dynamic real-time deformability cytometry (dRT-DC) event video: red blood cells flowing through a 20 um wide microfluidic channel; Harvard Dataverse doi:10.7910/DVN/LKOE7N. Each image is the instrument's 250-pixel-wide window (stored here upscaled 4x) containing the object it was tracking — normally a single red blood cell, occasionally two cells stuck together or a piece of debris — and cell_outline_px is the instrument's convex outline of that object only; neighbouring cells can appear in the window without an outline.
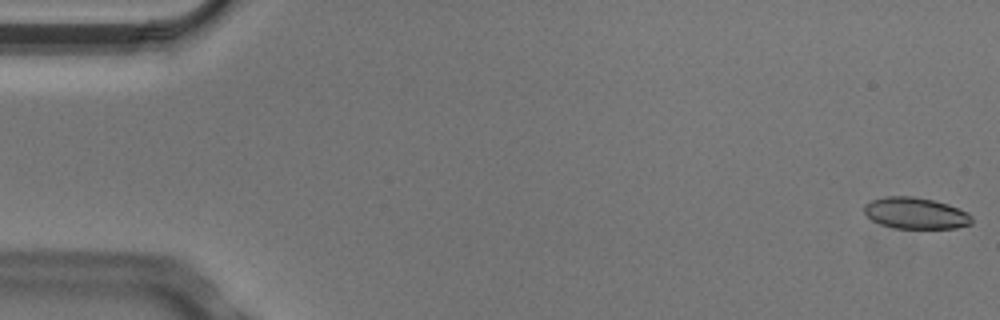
{"species": "Egyptian fruit bat (a non-hibernating species)", "species_latin": "Rousettus aegyptiacus", "temperature_condition": "cold", "stored_images_in_passage": 4, "camera_frame_rate_fps": 3000, "um_per_image_px": 0.085, "animal": {"sex": "male"}, "frame": {"image": 1, "passage_image": 1, "time_ms": 0.0, "image_size_px": [1000, 320], "cell_outline_px": [[972, 224], [956, 228], [896, 228], [880, 224], [872, 220], [864, 212], [864, 204], [872, 200], [884, 196], [912, 196], [932, 200], [948, 204], [968, 212], [972, 216]], "centroid_in_image_um": [77.83, 18.12], "position_along_channel_um": 7.2, "area_um2": 19.71}}